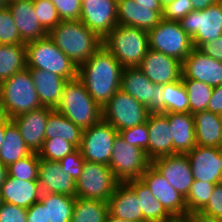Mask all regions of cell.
Returning <instances> with one entry per match:
<instances>
[{"label": "cell", "instance_id": "obj_47", "mask_svg": "<svg viewBox=\"0 0 222 222\" xmlns=\"http://www.w3.org/2000/svg\"><path fill=\"white\" fill-rule=\"evenodd\" d=\"M200 213L222 220V182L215 184L209 202Z\"/></svg>", "mask_w": 222, "mask_h": 222}, {"label": "cell", "instance_id": "obj_28", "mask_svg": "<svg viewBox=\"0 0 222 222\" xmlns=\"http://www.w3.org/2000/svg\"><path fill=\"white\" fill-rule=\"evenodd\" d=\"M33 79L34 87L43 107L55 109L67 82L61 76L40 69L28 68Z\"/></svg>", "mask_w": 222, "mask_h": 222}, {"label": "cell", "instance_id": "obj_58", "mask_svg": "<svg viewBox=\"0 0 222 222\" xmlns=\"http://www.w3.org/2000/svg\"><path fill=\"white\" fill-rule=\"evenodd\" d=\"M8 4H9L8 0H0V10L6 8Z\"/></svg>", "mask_w": 222, "mask_h": 222}, {"label": "cell", "instance_id": "obj_51", "mask_svg": "<svg viewBox=\"0 0 222 222\" xmlns=\"http://www.w3.org/2000/svg\"><path fill=\"white\" fill-rule=\"evenodd\" d=\"M207 111L222 116V84L213 88Z\"/></svg>", "mask_w": 222, "mask_h": 222}, {"label": "cell", "instance_id": "obj_17", "mask_svg": "<svg viewBox=\"0 0 222 222\" xmlns=\"http://www.w3.org/2000/svg\"><path fill=\"white\" fill-rule=\"evenodd\" d=\"M181 79H194L210 86L222 84V62L194 47L182 62Z\"/></svg>", "mask_w": 222, "mask_h": 222}, {"label": "cell", "instance_id": "obj_50", "mask_svg": "<svg viewBox=\"0 0 222 222\" xmlns=\"http://www.w3.org/2000/svg\"><path fill=\"white\" fill-rule=\"evenodd\" d=\"M26 222H48L46 206L40 200L27 208Z\"/></svg>", "mask_w": 222, "mask_h": 222}, {"label": "cell", "instance_id": "obj_30", "mask_svg": "<svg viewBox=\"0 0 222 222\" xmlns=\"http://www.w3.org/2000/svg\"><path fill=\"white\" fill-rule=\"evenodd\" d=\"M140 199L143 219L146 222H177L163 207L161 202L154 198L149 188L141 179H132L125 182Z\"/></svg>", "mask_w": 222, "mask_h": 222}, {"label": "cell", "instance_id": "obj_38", "mask_svg": "<svg viewBox=\"0 0 222 222\" xmlns=\"http://www.w3.org/2000/svg\"><path fill=\"white\" fill-rule=\"evenodd\" d=\"M40 158L32 152L7 167L8 175L23 181H38Z\"/></svg>", "mask_w": 222, "mask_h": 222}, {"label": "cell", "instance_id": "obj_42", "mask_svg": "<svg viewBox=\"0 0 222 222\" xmlns=\"http://www.w3.org/2000/svg\"><path fill=\"white\" fill-rule=\"evenodd\" d=\"M33 5L40 24L48 33L61 22L51 0H33Z\"/></svg>", "mask_w": 222, "mask_h": 222}, {"label": "cell", "instance_id": "obj_41", "mask_svg": "<svg viewBox=\"0 0 222 222\" xmlns=\"http://www.w3.org/2000/svg\"><path fill=\"white\" fill-rule=\"evenodd\" d=\"M0 44H25L20 38L17 26L8 7L0 10Z\"/></svg>", "mask_w": 222, "mask_h": 222}, {"label": "cell", "instance_id": "obj_14", "mask_svg": "<svg viewBox=\"0 0 222 222\" xmlns=\"http://www.w3.org/2000/svg\"><path fill=\"white\" fill-rule=\"evenodd\" d=\"M159 200L164 209L177 221L182 222L187 216L185 197L176 191L160 172L151 164L140 178Z\"/></svg>", "mask_w": 222, "mask_h": 222}, {"label": "cell", "instance_id": "obj_3", "mask_svg": "<svg viewBox=\"0 0 222 222\" xmlns=\"http://www.w3.org/2000/svg\"><path fill=\"white\" fill-rule=\"evenodd\" d=\"M55 110L82 130L88 129L102 119V108L87 92L85 85L78 77L65 83Z\"/></svg>", "mask_w": 222, "mask_h": 222}, {"label": "cell", "instance_id": "obj_32", "mask_svg": "<svg viewBox=\"0 0 222 222\" xmlns=\"http://www.w3.org/2000/svg\"><path fill=\"white\" fill-rule=\"evenodd\" d=\"M83 130L75 125L71 120L62 113L53 109L47 118L45 139L61 137L67 142L80 148L82 143Z\"/></svg>", "mask_w": 222, "mask_h": 222}, {"label": "cell", "instance_id": "obj_53", "mask_svg": "<svg viewBox=\"0 0 222 222\" xmlns=\"http://www.w3.org/2000/svg\"><path fill=\"white\" fill-rule=\"evenodd\" d=\"M194 10H204L208 6L219 3L221 0H190Z\"/></svg>", "mask_w": 222, "mask_h": 222}, {"label": "cell", "instance_id": "obj_52", "mask_svg": "<svg viewBox=\"0 0 222 222\" xmlns=\"http://www.w3.org/2000/svg\"><path fill=\"white\" fill-rule=\"evenodd\" d=\"M182 222H222V220L205 216L200 212H193L187 214Z\"/></svg>", "mask_w": 222, "mask_h": 222}, {"label": "cell", "instance_id": "obj_4", "mask_svg": "<svg viewBox=\"0 0 222 222\" xmlns=\"http://www.w3.org/2000/svg\"><path fill=\"white\" fill-rule=\"evenodd\" d=\"M102 46L123 68L139 67L148 49V31L118 24L102 39Z\"/></svg>", "mask_w": 222, "mask_h": 222}, {"label": "cell", "instance_id": "obj_60", "mask_svg": "<svg viewBox=\"0 0 222 222\" xmlns=\"http://www.w3.org/2000/svg\"><path fill=\"white\" fill-rule=\"evenodd\" d=\"M218 148L222 151V136H221V140H220V143L218 145Z\"/></svg>", "mask_w": 222, "mask_h": 222}, {"label": "cell", "instance_id": "obj_33", "mask_svg": "<svg viewBox=\"0 0 222 222\" xmlns=\"http://www.w3.org/2000/svg\"><path fill=\"white\" fill-rule=\"evenodd\" d=\"M26 67L25 44H0V84Z\"/></svg>", "mask_w": 222, "mask_h": 222}, {"label": "cell", "instance_id": "obj_15", "mask_svg": "<svg viewBox=\"0 0 222 222\" xmlns=\"http://www.w3.org/2000/svg\"><path fill=\"white\" fill-rule=\"evenodd\" d=\"M101 39L117 25V0H82L79 19Z\"/></svg>", "mask_w": 222, "mask_h": 222}, {"label": "cell", "instance_id": "obj_26", "mask_svg": "<svg viewBox=\"0 0 222 222\" xmlns=\"http://www.w3.org/2000/svg\"><path fill=\"white\" fill-rule=\"evenodd\" d=\"M0 193L4 203L25 209L39 201L42 194L39 181H23L10 175L1 186Z\"/></svg>", "mask_w": 222, "mask_h": 222}, {"label": "cell", "instance_id": "obj_46", "mask_svg": "<svg viewBox=\"0 0 222 222\" xmlns=\"http://www.w3.org/2000/svg\"><path fill=\"white\" fill-rule=\"evenodd\" d=\"M193 10L190 0H173L170 4L163 7L162 18L179 21Z\"/></svg>", "mask_w": 222, "mask_h": 222}, {"label": "cell", "instance_id": "obj_18", "mask_svg": "<svg viewBox=\"0 0 222 222\" xmlns=\"http://www.w3.org/2000/svg\"><path fill=\"white\" fill-rule=\"evenodd\" d=\"M151 164L176 191L187 197L194 179L186 154L162 156L152 160Z\"/></svg>", "mask_w": 222, "mask_h": 222}, {"label": "cell", "instance_id": "obj_23", "mask_svg": "<svg viewBox=\"0 0 222 222\" xmlns=\"http://www.w3.org/2000/svg\"><path fill=\"white\" fill-rule=\"evenodd\" d=\"M38 181L42 194L76 197V181L67 172H62L59 162L40 159Z\"/></svg>", "mask_w": 222, "mask_h": 222}, {"label": "cell", "instance_id": "obj_8", "mask_svg": "<svg viewBox=\"0 0 222 222\" xmlns=\"http://www.w3.org/2000/svg\"><path fill=\"white\" fill-rule=\"evenodd\" d=\"M119 183L109 165L85 161L76 181V197L108 202Z\"/></svg>", "mask_w": 222, "mask_h": 222}, {"label": "cell", "instance_id": "obj_16", "mask_svg": "<svg viewBox=\"0 0 222 222\" xmlns=\"http://www.w3.org/2000/svg\"><path fill=\"white\" fill-rule=\"evenodd\" d=\"M186 155L194 180L222 182V151L218 147L195 146Z\"/></svg>", "mask_w": 222, "mask_h": 222}, {"label": "cell", "instance_id": "obj_19", "mask_svg": "<svg viewBox=\"0 0 222 222\" xmlns=\"http://www.w3.org/2000/svg\"><path fill=\"white\" fill-rule=\"evenodd\" d=\"M139 69L153 83L165 85L182 77V62L178 59L148 49Z\"/></svg>", "mask_w": 222, "mask_h": 222}, {"label": "cell", "instance_id": "obj_45", "mask_svg": "<svg viewBox=\"0 0 222 222\" xmlns=\"http://www.w3.org/2000/svg\"><path fill=\"white\" fill-rule=\"evenodd\" d=\"M84 162L85 159L82 156L80 148H77L74 152L67 154L59 161L62 172H67L75 181H77L82 172Z\"/></svg>", "mask_w": 222, "mask_h": 222}, {"label": "cell", "instance_id": "obj_34", "mask_svg": "<svg viewBox=\"0 0 222 222\" xmlns=\"http://www.w3.org/2000/svg\"><path fill=\"white\" fill-rule=\"evenodd\" d=\"M75 198L64 194H41L40 201L46 206L48 222H70Z\"/></svg>", "mask_w": 222, "mask_h": 222}, {"label": "cell", "instance_id": "obj_40", "mask_svg": "<svg viewBox=\"0 0 222 222\" xmlns=\"http://www.w3.org/2000/svg\"><path fill=\"white\" fill-rule=\"evenodd\" d=\"M76 149L73 144L61 137H55L44 140L42 149L38 152V155L40 159L59 162L67 154L74 152Z\"/></svg>", "mask_w": 222, "mask_h": 222}, {"label": "cell", "instance_id": "obj_29", "mask_svg": "<svg viewBox=\"0 0 222 222\" xmlns=\"http://www.w3.org/2000/svg\"><path fill=\"white\" fill-rule=\"evenodd\" d=\"M196 146L218 147L222 136V116L210 111L193 114Z\"/></svg>", "mask_w": 222, "mask_h": 222}, {"label": "cell", "instance_id": "obj_22", "mask_svg": "<svg viewBox=\"0 0 222 222\" xmlns=\"http://www.w3.org/2000/svg\"><path fill=\"white\" fill-rule=\"evenodd\" d=\"M149 142L147 157L152 161L173 155V136L168 117L164 113H150L147 119Z\"/></svg>", "mask_w": 222, "mask_h": 222}, {"label": "cell", "instance_id": "obj_54", "mask_svg": "<svg viewBox=\"0 0 222 222\" xmlns=\"http://www.w3.org/2000/svg\"><path fill=\"white\" fill-rule=\"evenodd\" d=\"M140 5L144 6H153L154 11H163V7L160 4L159 0H134Z\"/></svg>", "mask_w": 222, "mask_h": 222}, {"label": "cell", "instance_id": "obj_12", "mask_svg": "<svg viewBox=\"0 0 222 222\" xmlns=\"http://www.w3.org/2000/svg\"><path fill=\"white\" fill-rule=\"evenodd\" d=\"M120 89L145 105L151 113H163V85L151 82L139 67L123 69Z\"/></svg>", "mask_w": 222, "mask_h": 222}, {"label": "cell", "instance_id": "obj_57", "mask_svg": "<svg viewBox=\"0 0 222 222\" xmlns=\"http://www.w3.org/2000/svg\"><path fill=\"white\" fill-rule=\"evenodd\" d=\"M105 222H131V221L123 220V219H120V218H117V217H114V216L108 214Z\"/></svg>", "mask_w": 222, "mask_h": 222}, {"label": "cell", "instance_id": "obj_11", "mask_svg": "<svg viewBox=\"0 0 222 222\" xmlns=\"http://www.w3.org/2000/svg\"><path fill=\"white\" fill-rule=\"evenodd\" d=\"M178 22L192 38L193 46L199 48L222 36V3L208 6L204 10H193Z\"/></svg>", "mask_w": 222, "mask_h": 222}, {"label": "cell", "instance_id": "obj_36", "mask_svg": "<svg viewBox=\"0 0 222 222\" xmlns=\"http://www.w3.org/2000/svg\"><path fill=\"white\" fill-rule=\"evenodd\" d=\"M163 113L189 112V100L182 79L163 85Z\"/></svg>", "mask_w": 222, "mask_h": 222}, {"label": "cell", "instance_id": "obj_37", "mask_svg": "<svg viewBox=\"0 0 222 222\" xmlns=\"http://www.w3.org/2000/svg\"><path fill=\"white\" fill-rule=\"evenodd\" d=\"M189 100V112L206 111L213 93V86L194 79H182Z\"/></svg>", "mask_w": 222, "mask_h": 222}, {"label": "cell", "instance_id": "obj_48", "mask_svg": "<svg viewBox=\"0 0 222 222\" xmlns=\"http://www.w3.org/2000/svg\"><path fill=\"white\" fill-rule=\"evenodd\" d=\"M27 209L3 203L0 207V222H26Z\"/></svg>", "mask_w": 222, "mask_h": 222}, {"label": "cell", "instance_id": "obj_59", "mask_svg": "<svg viewBox=\"0 0 222 222\" xmlns=\"http://www.w3.org/2000/svg\"><path fill=\"white\" fill-rule=\"evenodd\" d=\"M162 7L170 4L173 0H159Z\"/></svg>", "mask_w": 222, "mask_h": 222}, {"label": "cell", "instance_id": "obj_24", "mask_svg": "<svg viewBox=\"0 0 222 222\" xmlns=\"http://www.w3.org/2000/svg\"><path fill=\"white\" fill-rule=\"evenodd\" d=\"M162 12L154 11L153 6L140 5L134 0H117V19L120 25L149 31L160 22Z\"/></svg>", "mask_w": 222, "mask_h": 222}, {"label": "cell", "instance_id": "obj_55", "mask_svg": "<svg viewBox=\"0 0 222 222\" xmlns=\"http://www.w3.org/2000/svg\"><path fill=\"white\" fill-rule=\"evenodd\" d=\"M4 133H5V115L0 114V148L4 141Z\"/></svg>", "mask_w": 222, "mask_h": 222}, {"label": "cell", "instance_id": "obj_20", "mask_svg": "<svg viewBox=\"0 0 222 222\" xmlns=\"http://www.w3.org/2000/svg\"><path fill=\"white\" fill-rule=\"evenodd\" d=\"M52 110L49 107H41L11 119L18 127L25 144L31 152L38 153L42 149L47 118Z\"/></svg>", "mask_w": 222, "mask_h": 222}, {"label": "cell", "instance_id": "obj_2", "mask_svg": "<svg viewBox=\"0 0 222 222\" xmlns=\"http://www.w3.org/2000/svg\"><path fill=\"white\" fill-rule=\"evenodd\" d=\"M48 36L77 67L102 47V39L80 20L61 21Z\"/></svg>", "mask_w": 222, "mask_h": 222}, {"label": "cell", "instance_id": "obj_7", "mask_svg": "<svg viewBox=\"0 0 222 222\" xmlns=\"http://www.w3.org/2000/svg\"><path fill=\"white\" fill-rule=\"evenodd\" d=\"M149 49L161 52L183 62L193 50L192 38L181 28L178 21L161 19L148 31Z\"/></svg>", "mask_w": 222, "mask_h": 222}, {"label": "cell", "instance_id": "obj_61", "mask_svg": "<svg viewBox=\"0 0 222 222\" xmlns=\"http://www.w3.org/2000/svg\"><path fill=\"white\" fill-rule=\"evenodd\" d=\"M4 202H3V199H2V195H1V193H0V207H1V205L3 204Z\"/></svg>", "mask_w": 222, "mask_h": 222}, {"label": "cell", "instance_id": "obj_56", "mask_svg": "<svg viewBox=\"0 0 222 222\" xmlns=\"http://www.w3.org/2000/svg\"><path fill=\"white\" fill-rule=\"evenodd\" d=\"M7 176H8L7 166L3 165L0 162V189L3 183L5 182V180L7 179Z\"/></svg>", "mask_w": 222, "mask_h": 222}, {"label": "cell", "instance_id": "obj_9", "mask_svg": "<svg viewBox=\"0 0 222 222\" xmlns=\"http://www.w3.org/2000/svg\"><path fill=\"white\" fill-rule=\"evenodd\" d=\"M151 112L134 97L119 89L102 108V119L118 132L147 122Z\"/></svg>", "mask_w": 222, "mask_h": 222}, {"label": "cell", "instance_id": "obj_44", "mask_svg": "<svg viewBox=\"0 0 222 222\" xmlns=\"http://www.w3.org/2000/svg\"><path fill=\"white\" fill-rule=\"evenodd\" d=\"M57 9L61 21L79 20L81 16V0H51Z\"/></svg>", "mask_w": 222, "mask_h": 222}, {"label": "cell", "instance_id": "obj_39", "mask_svg": "<svg viewBox=\"0 0 222 222\" xmlns=\"http://www.w3.org/2000/svg\"><path fill=\"white\" fill-rule=\"evenodd\" d=\"M215 184L193 180L189 193L185 198L187 214L200 212L209 202Z\"/></svg>", "mask_w": 222, "mask_h": 222}, {"label": "cell", "instance_id": "obj_43", "mask_svg": "<svg viewBox=\"0 0 222 222\" xmlns=\"http://www.w3.org/2000/svg\"><path fill=\"white\" fill-rule=\"evenodd\" d=\"M118 133L127 143L144 150L147 155V147L149 142L147 122L136 125L132 128L121 130Z\"/></svg>", "mask_w": 222, "mask_h": 222}, {"label": "cell", "instance_id": "obj_5", "mask_svg": "<svg viewBox=\"0 0 222 222\" xmlns=\"http://www.w3.org/2000/svg\"><path fill=\"white\" fill-rule=\"evenodd\" d=\"M43 107L26 67L0 84V114L9 119Z\"/></svg>", "mask_w": 222, "mask_h": 222}, {"label": "cell", "instance_id": "obj_31", "mask_svg": "<svg viewBox=\"0 0 222 222\" xmlns=\"http://www.w3.org/2000/svg\"><path fill=\"white\" fill-rule=\"evenodd\" d=\"M4 141L0 148V162L9 166L19 159L25 158L32 152L25 144L16 124L5 116Z\"/></svg>", "mask_w": 222, "mask_h": 222}, {"label": "cell", "instance_id": "obj_13", "mask_svg": "<svg viewBox=\"0 0 222 222\" xmlns=\"http://www.w3.org/2000/svg\"><path fill=\"white\" fill-rule=\"evenodd\" d=\"M118 131L101 119L83 130L80 150L85 161L109 165Z\"/></svg>", "mask_w": 222, "mask_h": 222}, {"label": "cell", "instance_id": "obj_27", "mask_svg": "<svg viewBox=\"0 0 222 222\" xmlns=\"http://www.w3.org/2000/svg\"><path fill=\"white\" fill-rule=\"evenodd\" d=\"M164 114L168 117L173 136V155L190 152L196 146L193 114L190 112Z\"/></svg>", "mask_w": 222, "mask_h": 222}, {"label": "cell", "instance_id": "obj_10", "mask_svg": "<svg viewBox=\"0 0 222 222\" xmlns=\"http://www.w3.org/2000/svg\"><path fill=\"white\" fill-rule=\"evenodd\" d=\"M150 165L151 160L144 150L130 145L119 133L117 134L109 167L120 183L140 179Z\"/></svg>", "mask_w": 222, "mask_h": 222}, {"label": "cell", "instance_id": "obj_6", "mask_svg": "<svg viewBox=\"0 0 222 222\" xmlns=\"http://www.w3.org/2000/svg\"><path fill=\"white\" fill-rule=\"evenodd\" d=\"M27 68L52 72L68 80L78 77V67L46 36L25 44Z\"/></svg>", "mask_w": 222, "mask_h": 222}, {"label": "cell", "instance_id": "obj_49", "mask_svg": "<svg viewBox=\"0 0 222 222\" xmlns=\"http://www.w3.org/2000/svg\"><path fill=\"white\" fill-rule=\"evenodd\" d=\"M199 49L207 56L222 62V36L202 44Z\"/></svg>", "mask_w": 222, "mask_h": 222}, {"label": "cell", "instance_id": "obj_35", "mask_svg": "<svg viewBox=\"0 0 222 222\" xmlns=\"http://www.w3.org/2000/svg\"><path fill=\"white\" fill-rule=\"evenodd\" d=\"M108 214V202L76 197L70 222H105Z\"/></svg>", "mask_w": 222, "mask_h": 222}, {"label": "cell", "instance_id": "obj_21", "mask_svg": "<svg viewBox=\"0 0 222 222\" xmlns=\"http://www.w3.org/2000/svg\"><path fill=\"white\" fill-rule=\"evenodd\" d=\"M7 7L23 43L26 44L48 36V32L42 27L36 16L33 0H16L9 2Z\"/></svg>", "mask_w": 222, "mask_h": 222}, {"label": "cell", "instance_id": "obj_25", "mask_svg": "<svg viewBox=\"0 0 222 222\" xmlns=\"http://www.w3.org/2000/svg\"><path fill=\"white\" fill-rule=\"evenodd\" d=\"M109 214L131 222H146L140 207V199L126 184L119 183L108 201Z\"/></svg>", "mask_w": 222, "mask_h": 222}, {"label": "cell", "instance_id": "obj_1", "mask_svg": "<svg viewBox=\"0 0 222 222\" xmlns=\"http://www.w3.org/2000/svg\"><path fill=\"white\" fill-rule=\"evenodd\" d=\"M123 66L103 46L78 67V78L95 102L103 106L120 89Z\"/></svg>", "mask_w": 222, "mask_h": 222}]
</instances>
